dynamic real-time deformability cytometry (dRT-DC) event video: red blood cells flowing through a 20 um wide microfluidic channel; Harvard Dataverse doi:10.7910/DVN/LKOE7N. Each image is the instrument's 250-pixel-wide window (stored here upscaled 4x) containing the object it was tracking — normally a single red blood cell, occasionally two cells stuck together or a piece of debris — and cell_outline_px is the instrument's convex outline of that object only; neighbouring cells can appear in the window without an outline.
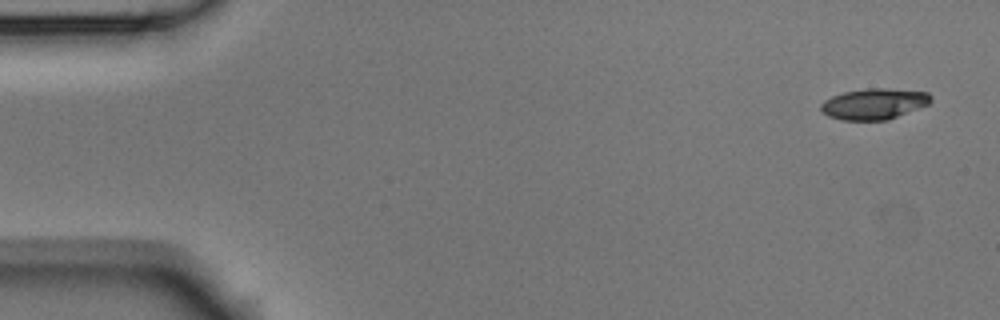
{"species": "Egyptian fruit bat (a non-hibernating species)", "species_latin": "Rousettus aegyptiacus", "temperature_condition": "room temperature", "stored_images_in_passage": 4, "camera_frame_rate_fps": 3000, "um_per_image_px": 0.085, "animal": {"sex": "male"}, "frame": {"image": 1, "passage_image": 1, "time_ms": 0.0, "image_size_px": [1000, 320], "cell_outline_px": [[932, 100], [928, 104], [888, 120], [840, 120], [828, 116], [820, 108], [820, 104], [824, 100], [832, 96], [844, 92], [868, 88], [884, 88], [928, 92], [932, 96]], "centroid_in_image_um": [74.29, 8.83], "position_along_channel_um": 10.7, "area_um2": 19.77}}